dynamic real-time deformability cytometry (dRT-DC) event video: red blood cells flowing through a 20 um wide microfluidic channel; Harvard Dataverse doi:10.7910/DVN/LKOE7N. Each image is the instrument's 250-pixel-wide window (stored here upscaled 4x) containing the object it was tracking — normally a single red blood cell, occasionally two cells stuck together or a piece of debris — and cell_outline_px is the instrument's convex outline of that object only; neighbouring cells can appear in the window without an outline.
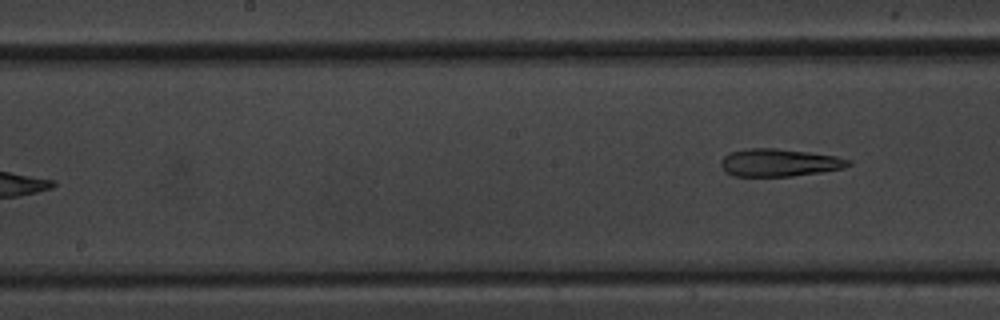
{"species": "common noctule bat (a hibernating species)", "species_latin": "Nyctalus noctula", "temperature_condition": "warm", "stored_images_in_passage": 7, "camera_frame_rate_fps": 3000, "um_per_image_px": 0.085, "animal": {"sex": "male", "body_mass_g": 20.1, "forearm_length_mm": 53.5}, "frame": {"image": 1, "passage_image": 7, "time_ms": 7.0, "image_size_px": [1000, 320], "cell_outline_px": [[852, 164], [844, 168], [820, 172], [792, 176], [732, 176], [724, 172], [720, 164], [720, 160], [728, 152], [748, 148], [776, 148], [808, 152], [836, 156], [852, 160]], "centroid_in_image_um": [66.2, 13.82], "position_along_channel_um": 182.0, "area_um2": 20.75}}